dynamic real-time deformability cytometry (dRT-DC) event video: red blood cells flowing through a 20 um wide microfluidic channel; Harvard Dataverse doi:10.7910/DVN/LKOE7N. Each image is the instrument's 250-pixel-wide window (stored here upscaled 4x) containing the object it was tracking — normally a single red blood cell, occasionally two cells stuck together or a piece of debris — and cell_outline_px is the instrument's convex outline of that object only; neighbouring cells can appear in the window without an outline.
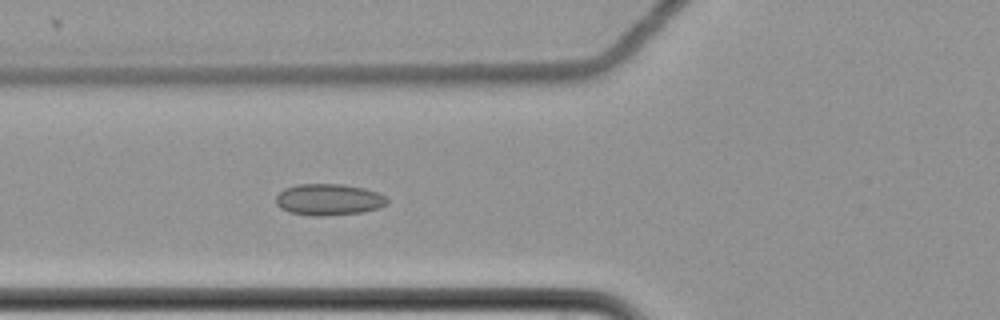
{"species": "common noctule bat (a hibernating species)", "species_latin": "Nyctalus noctula", "temperature_condition": "cold", "stored_images_in_passage": 7, "camera_frame_rate_fps": 3000, "um_per_image_px": 0.085, "animal": {"sex": "female", "body_mass_g": 22.7, "forearm_length_mm": 54.2}, "frame": {"image": 1, "passage_image": 7, "time_ms": 2.0, "image_size_px": [1000, 320], "cell_outline_px": [[388, 204], [380, 208], [360, 212], [324, 216], [312, 216], [292, 212], [280, 208], [276, 204], [276, 196], [284, 188], [296, 184], [344, 184], [364, 188], [376, 192], [384, 196], [388, 200]], "centroid_in_image_um": [27.94, 16.96], "position_along_channel_um": 97.9, "area_um2": 20.4}}